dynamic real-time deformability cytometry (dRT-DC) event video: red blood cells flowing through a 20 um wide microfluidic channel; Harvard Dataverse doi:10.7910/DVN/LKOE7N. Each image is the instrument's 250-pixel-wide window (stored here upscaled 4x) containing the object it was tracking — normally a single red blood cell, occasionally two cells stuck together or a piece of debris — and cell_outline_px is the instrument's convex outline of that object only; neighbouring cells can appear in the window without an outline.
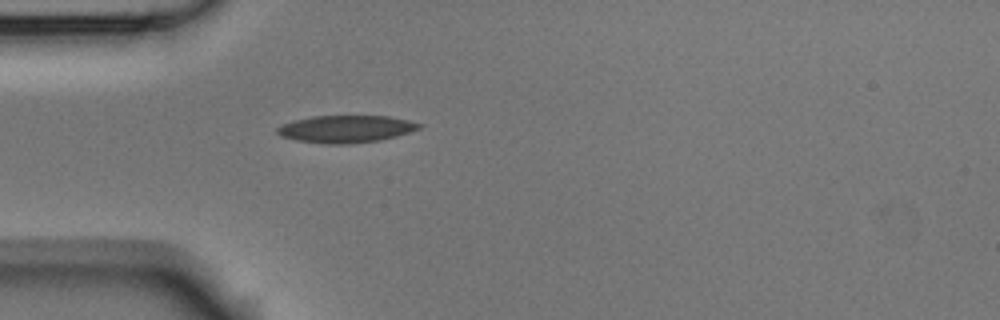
{"species": "Egyptian fruit bat (a non-hibernating species)", "species_latin": "Rousettus aegyptiacus", "temperature_condition": "room temperature", "stored_images_in_passage": 33, "camera_frame_rate_fps": 3000, "um_per_image_px": 0.085, "animal": {"sex": "male"}, "frame": {"image": 1, "passage_image": 1, "time_ms": 0.0, "image_size_px": [1000, 320], "cell_outline_px": [[424, 124], [420, 128], [396, 136], [380, 140], [348, 144], [324, 144], [296, 140], [280, 136], [276, 132], [276, 128], [280, 124], [312, 116], [388, 116], [408, 120]], "centroid_in_image_um": [29.37, 10.96], "position_along_channel_um": 55.6, "area_um2": 22.6}}
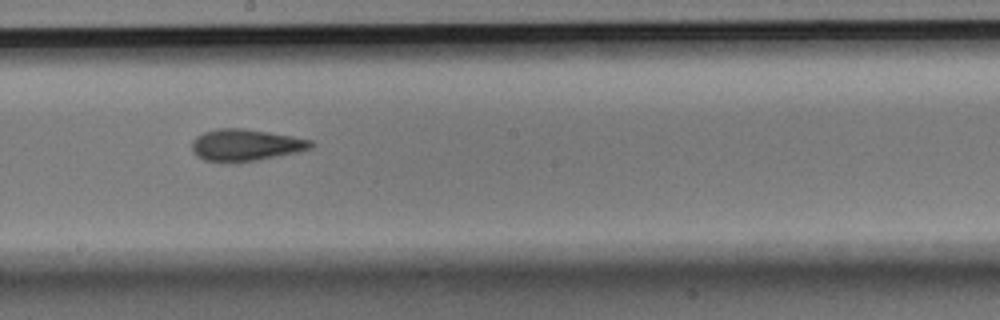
{"frame": {"image": 2, "passage_image": 15, "time_ms": 4.667, "image_size_px": [1000, 320], "cell_outline_px": [[316, 144], [312, 148], [296, 152], [256, 160], [204, 160], [196, 156], [192, 152], [192, 140], [196, 136], [204, 132], [216, 128], [244, 128], [292, 136], [312, 140]], "centroid_in_image_um": [20.88, 12.29], "position_along_channel_um": 227.3, "area_um2": 21.62}}
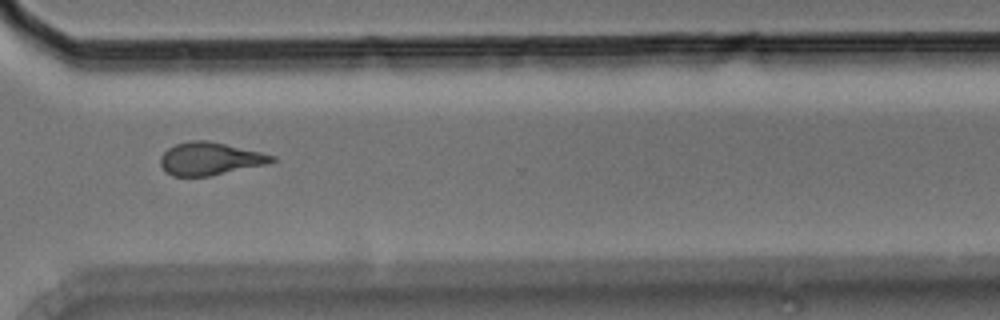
{"frame": {"image": 3, "passage_image": 25, "time_ms": 8.0, "image_size_px": [1000, 320], "cell_outline_px": [[276, 160], [268, 164], [208, 176], [172, 176], [164, 172], [160, 164], [160, 156], [168, 148], [176, 144], [188, 140], [208, 140], [260, 152], [276, 156]], "centroid_in_image_um": [17.81, 13.49], "position_along_channel_um": 352.8, "area_um2": 21.33}, "authors_computed_cell_mechanics": {"area_um2": 21.4438, "velocity_mm_per_s": 3.7645, "shape_relaxation_time_tau1_ms": 9.9453, "shape_relaxation_time_tau2_ms": 2.7847, "deformation_change_tau1": 0.2104, "deformation_change_tau2": 0.1098}}